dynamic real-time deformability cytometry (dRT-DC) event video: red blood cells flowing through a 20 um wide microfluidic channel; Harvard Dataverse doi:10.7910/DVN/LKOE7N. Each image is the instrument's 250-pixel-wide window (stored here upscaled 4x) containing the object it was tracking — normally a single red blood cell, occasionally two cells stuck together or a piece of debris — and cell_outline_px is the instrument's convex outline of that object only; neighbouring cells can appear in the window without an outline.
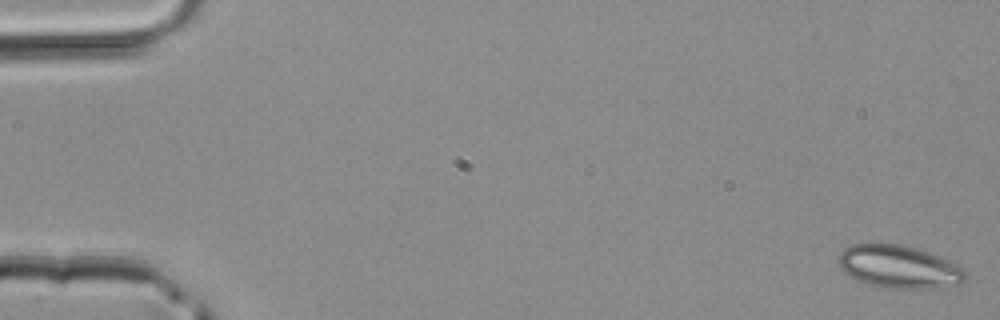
{"species": "common noctule bat (a hibernating species)", "species_latin": "Nyctalus noctula", "temperature_condition": "room temperature", "stored_images_in_passage": 46, "camera_frame_rate_fps": 3000, "um_per_image_px": 0.085, "animal": {"sex": "male", "body_mass_g": 20.4}, "frame": {"image": 1, "passage_image": 1, "time_ms": 0.0, "image_size_px": [1000, 320], "cell_outline_px": [[968, 276], [960, 284], [940, 288], [892, 288], [868, 284], [856, 280], [844, 272], [840, 268], [836, 260], [840, 252], [844, 248], [852, 244], [900, 244], [916, 248], [928, 252], [948, 260], [964, 268], [968, 272]], "centroid_in_image_um": [76.42, 22.68], "position_along_channel_um": 8.6, "area_um2": 31.91}}
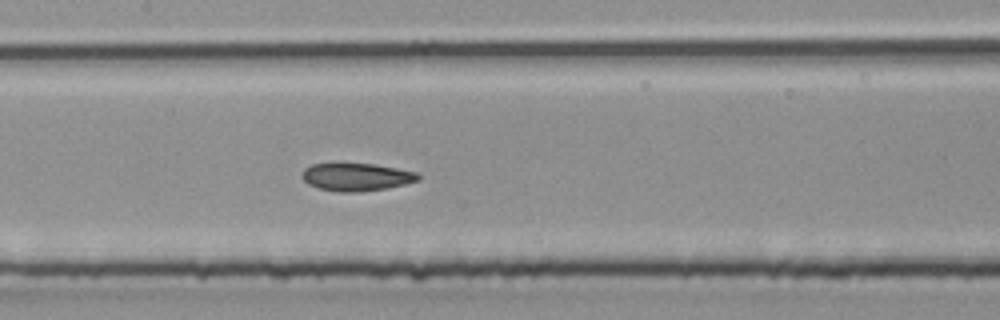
{"frame": {"image": 2, "passage_image": 22, "time_ms": 7.0, "image_size_px": [1000, 320], "cell_outline_px": [[420, 180], [388, 188], [360, 192], [340, 192], [320, 188], [308, 184], [300, 176], [304, 168], [312, 164], [336, 160], [372, 164], [396, 168], [416, 172], [420, 176]], "centroid_in_image_um": [30.23, 15.0], "position_along_channel_um": 177.2, "area_um2": 19.54}}
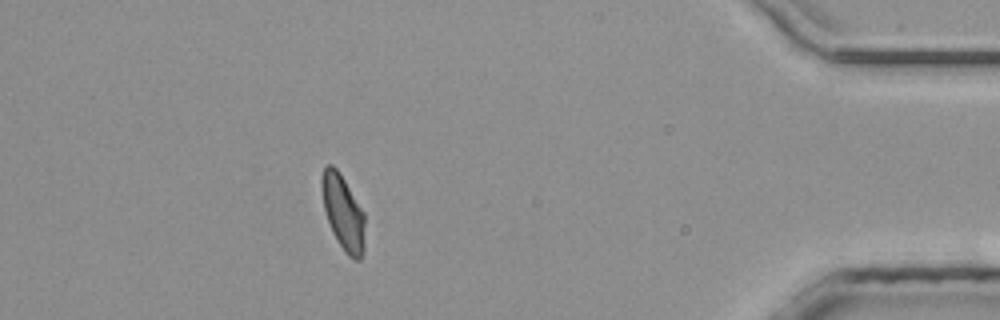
{"frame": {"image": 3, "passage_image": 40, "time_ms": 13.0, "image_size_px": [1000, 320], "cell_outline_px": [[364, 248], [360, 260], [356, 260], [348, 256], [344, 252], [336, 240], [332, 232], [324, 208], [320, 184], [320, 180], [324, 168], [328, 164], [332, 164], [336, 168], [344, 180], [364, 212]], "centroid_in_image_um": [29.15, 18.08], "position_along_channel_um": 406.0, "area_um2": 18.79}}